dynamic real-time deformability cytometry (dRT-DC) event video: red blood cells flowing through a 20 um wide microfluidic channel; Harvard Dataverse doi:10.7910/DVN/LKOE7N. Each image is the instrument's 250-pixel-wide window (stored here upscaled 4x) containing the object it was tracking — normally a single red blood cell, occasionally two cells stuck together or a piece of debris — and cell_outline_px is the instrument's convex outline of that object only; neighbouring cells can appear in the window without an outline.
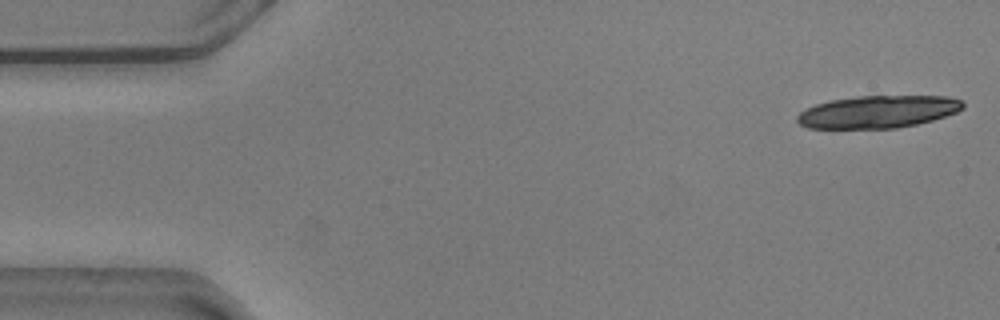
{"species": "common noctule bat (a hibernating species)", "species_latin": "Nyctalus noctula", "temperature_condition": "warm", "stored_images_in_passage": 17, "camera_frame_rate_fps": 3000, "um_per_image_px": 0.085, "animal": {"sex": "male", "body_mass_g": 20.5, "forearm_length_mm": 52.5}, "frame": {"image": 1, "passage_image": 1, "time_ms": 0.0, "image_size_px": [1000, 320], "cell_outline_px": [[964, 108], [956, 112], [932, 120], [916, 124], [896, 128], [808, 128], [800, 124], [796, 120], [796, 116], [800, 112], [816, 104], [832, 100], [856, 96], [948, 96], [960, 100], [964, 104]], "centroid_in_image_um": [74.62, 9.5], "position_along_channel_um": 10.4, "area_um2": 31.15}}